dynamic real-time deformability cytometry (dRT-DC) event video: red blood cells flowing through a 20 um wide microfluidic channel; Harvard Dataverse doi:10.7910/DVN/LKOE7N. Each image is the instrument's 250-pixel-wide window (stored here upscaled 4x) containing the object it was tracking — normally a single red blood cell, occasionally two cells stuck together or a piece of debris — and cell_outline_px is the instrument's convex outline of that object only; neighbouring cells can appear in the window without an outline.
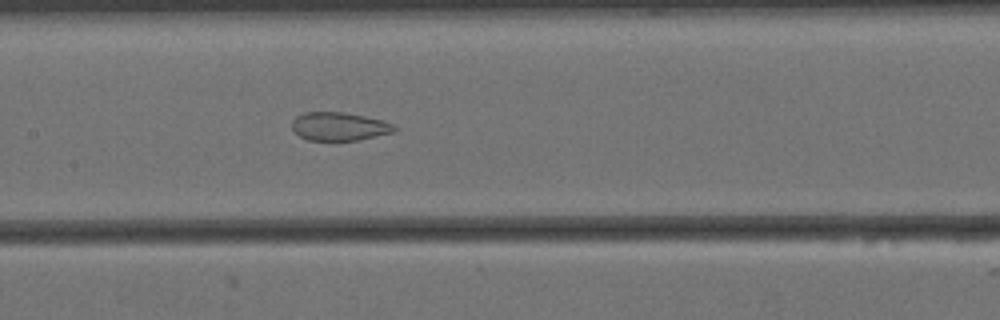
{"species": "Egyptian fruit bat (a non-hibernating species)", "species_latin": "Rousettus aegyptiacus", "temperature_condition": "cold", "stored_images_in_passage": 57, "segment_of_instrument_passage": [2, 2], "camera_frame_rate_fps": 3000, "um_per_image_px": 0.085, "animal": {"sex": "female"}, "frame": {"image": 1, "passage_image": 26, "time_ms": 8.333, "image_size_px": [1000, 320], "cell_outline_px": [[396, 132], [356, 140], [308, 140], [300, 136], [292, 128], [292, 120], [296, 116], [304, 112], [344, 112], [364, 116], [380, 120], [392, 124], [396, 128]], "centroid_in_image_um": [28.81, 10.74], "position_along_channel_um": 178.6, "area_um2": 16.76}}
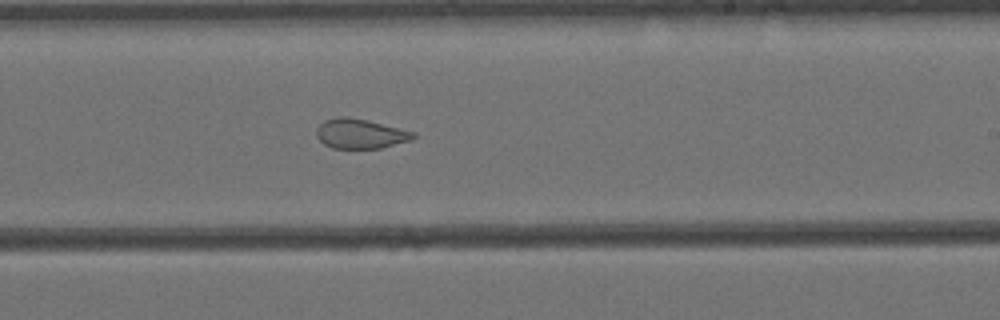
{"frame": {"image": 2, "passage_image": 33, "time_ms": 10.667, "image_size_px": [1000, 320], "cell_outline_px": [[416, 136], [412, 140], [380, 148], [332, 148], [324, 144], [316, 136], [316, 128], [324, 120], [336, 116], [348, 116], [368, 120], [416, 132]], "centroid_in_image_um": [30.62, 11.35], "position_along_channel_um": 258.4, "area_um2": 16.94}}
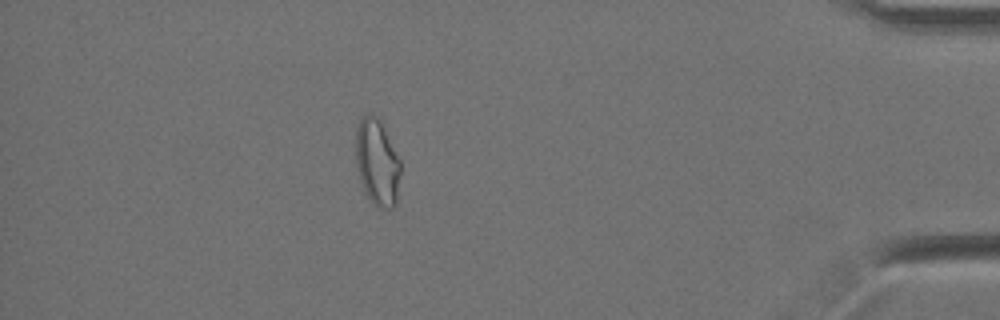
{"frame": {"image": 3, "passage_image": 50, "time_ms": 16.333, "image_size_px": [1000, 320], "cell_outline_px": [[400, 172], [396, 204], [392, 208], [376, 208], [372, 204], [364, 192], [360, 180], [356, 164], [356, 128], [360, 120], [368, 112], [372, 112], [380, 120], [400, 160]], "centroid_in_image_um": [32.05, 13.82], "position_along_channel_um": 403.2, "area_um2": 22.72}}